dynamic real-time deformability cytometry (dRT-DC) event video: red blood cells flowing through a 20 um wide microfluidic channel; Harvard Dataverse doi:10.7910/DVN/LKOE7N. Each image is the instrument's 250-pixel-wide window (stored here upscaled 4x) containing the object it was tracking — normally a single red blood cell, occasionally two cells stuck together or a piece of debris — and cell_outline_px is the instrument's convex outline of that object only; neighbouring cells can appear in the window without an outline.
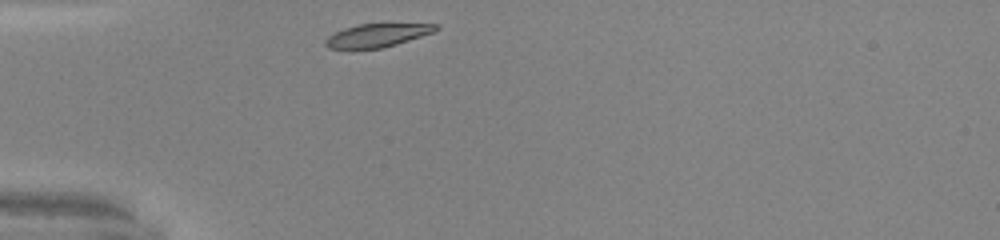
{"species": "common noctule bat (a hibernating species)", "species_latin": "Nyctalus noctula", "temperature_condition": "warm", "stored_images_in_passage": 27, "camera_frame_rate_fps": 3000, "um_per_image_px": 0.085, "animal": {"sex": "male", "body_mass_g": 20.0, "forearm_length_mm": 53.3}, "frame": {"image": 1, "passage_image": 1, "time_ms": 0.0, "image_size_px": [1000, 240], "cell_outline_px": [[440, 28], [432, 32], [396, 44], [380, 48], [328, 48], [324, 44], [324, 40], [328, 36], [344, 28], [360, 24], [440, 24]], "centroid_in_image_um": [32.04, 2.99], "position_along_channel_um": 53.0, "area_um2": 14.62}}
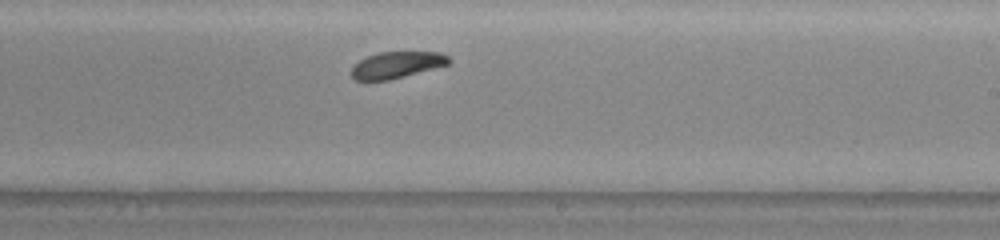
{"frame": {"image": 2, "passage_image": 17, "time_ms": 5.333, "image_size_px": [1000, 240], "cell_outline_px": [[452, 60], [448, 64], [404, 76], [388, 80], [356, 80], [352, 76], [352, 68], [360, 60], [368, 56], [380, 52], [440, 52], [448, 56]], "centroid_in_image_um": [33.74, 5.5], "position_along_channel_um": 255.3, "area_um2": 14.74}}
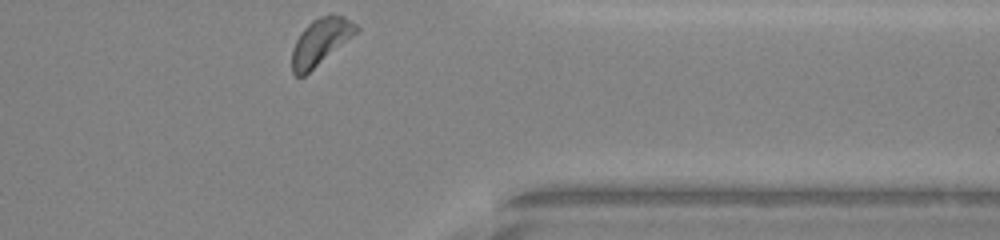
{"frame": {"image": 3, "passage_image": 27, "time_ms": 8.667, "image_size_px": [1000, 240], "cell_outline_px": [[360, 28], [356, 32], [304, 76], [296, 76], [292, 72], [292, 48], [300, 32], [312, 20], [328, 12], [332, 12], [344, 16], [356, 24]], "centroid_in_image_um": [27.22, 3.49], "position_along_channel_um": 384.2, "area_um2": 17.22}, "authors_computed_cell_mechanics": {"area_um2": 16.2418, "velocity_mm_per_s": 4.0858, "shape_relaxation_time_tau1_ms": 1.0975, "shape_relaxation_time_tau2_ms": null, "deformation_change_tau1": 0.0861, "deformation_change_tau2": null}}